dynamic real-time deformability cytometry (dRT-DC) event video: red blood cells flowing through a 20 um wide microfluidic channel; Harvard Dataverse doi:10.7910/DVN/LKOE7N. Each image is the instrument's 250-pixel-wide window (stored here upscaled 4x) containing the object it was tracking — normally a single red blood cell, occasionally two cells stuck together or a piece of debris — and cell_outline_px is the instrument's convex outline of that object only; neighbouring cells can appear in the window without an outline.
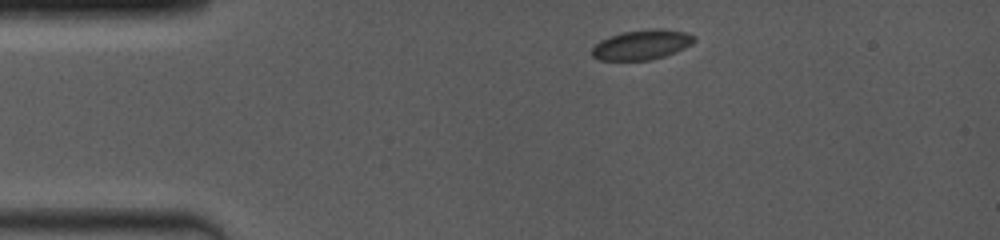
{"species": "common noctule bat (a hibernating species)", "species_latin": "Nyctalus noctula", "temperature_condition": "room temperature", "stored_images_in_passage": 6, "camera_frame_rate_fps": 4000, "um_per_image_px": 0.085, "animal": {"sex": "female", "body_mass_g": 19.0, "forearm_length_mm": 53.3}, "frame": {"image": 1, "passage_image": 1, "time_ms": 0.0, "image_size_px": [1000, 240], "cell_outline_px": [[696, 40], [692, 44], [684, 48], [664, 56], [648, 60], [600, 60], [592, 56], [592, 48], [600, 40], [624, 32], [648, 28], [664, 28], [688, 32], [696, 36]], "centroid_in_image_um": [54.6, 3.78], "position_along_channel_um": 30.4, "area_um2": 17.86}}
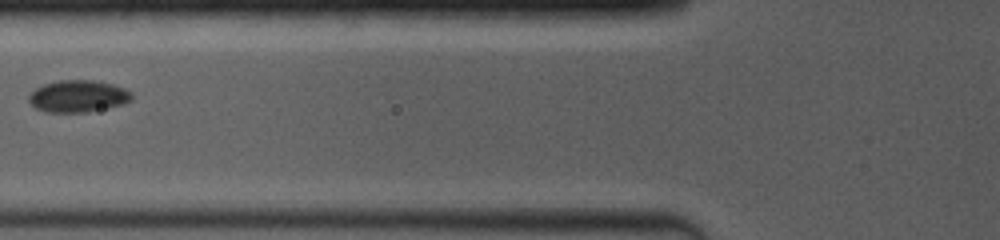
{"frame": {"image": 2, "passage_image": 4, "time_ms": 3.5, "image_size_px": [1000, 240], "cell_outline_px": [[132, 100], [124, 104], [88, 112], [48, 112], [36, 108], [28, 100], [28, 96], [36, 88], [44, 84], [56, 80], [92, 80], [112, 84], [124, 88], [132, 92]], "centroid_in_image_um": [6.65, 8.17], "position_along_channel_um": 119.2, "area_um2": 19.19}}
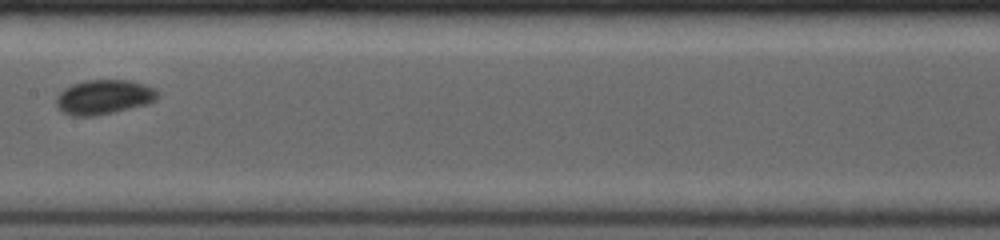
{"frame": {"image": 3, "passage_image": 6, "time_ms": 5.5, "image_size_px": [1000, 240], "cell_outline_px": [[156, 100], [148, 104], [96, 116], [72, 116], [64, 112], [56, 104], [56, 96], [64, 88], [72, 84], [88, 80], [132, 80], [144, 84], [152, 88], [156, 92]], "centroid_in_image_um": [8.8, 8.25], "position_along_channel_um": 198.6, "area_um2": 20.29}}